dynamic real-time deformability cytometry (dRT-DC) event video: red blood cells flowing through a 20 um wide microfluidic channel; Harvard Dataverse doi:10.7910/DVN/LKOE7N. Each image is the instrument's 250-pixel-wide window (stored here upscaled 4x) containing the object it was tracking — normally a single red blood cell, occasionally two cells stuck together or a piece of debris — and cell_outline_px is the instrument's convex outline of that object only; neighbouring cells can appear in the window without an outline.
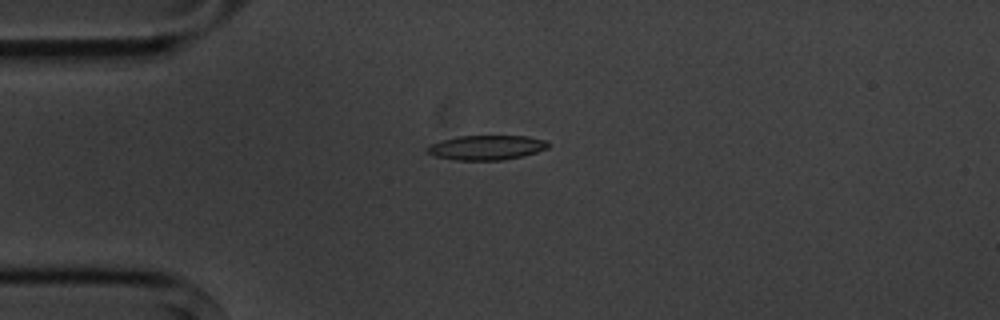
{"species": "common noctule bat (a hibernating species)", "species_latin": "Nyctalus noctula", "temperature_condition": "cold", "stored_images_in_passage": 4, "camera_frame_rate_fps": 3000, "um_per_image_px": 0.085, "animal": {"sex": "male", "body_mass_g": 20.1, "forearm_length_mm": 53.5}, "frame": {"image": 1, "passage_image": 4, "time_ms": 3.667, "image_size_px": [1000, 320], "cell_outline_px": [[548, 148], [536, 152], [504, 160], [456, 160], [436, 156], [428, 152], [424, 148], [440, 140], [456, 136], [528, 136], [544, 140], [548, 144]], "centroid_in_image_um": [41.32, 12.53], "position_along_channel_um": 43.7, "area_um2": 17.22}}